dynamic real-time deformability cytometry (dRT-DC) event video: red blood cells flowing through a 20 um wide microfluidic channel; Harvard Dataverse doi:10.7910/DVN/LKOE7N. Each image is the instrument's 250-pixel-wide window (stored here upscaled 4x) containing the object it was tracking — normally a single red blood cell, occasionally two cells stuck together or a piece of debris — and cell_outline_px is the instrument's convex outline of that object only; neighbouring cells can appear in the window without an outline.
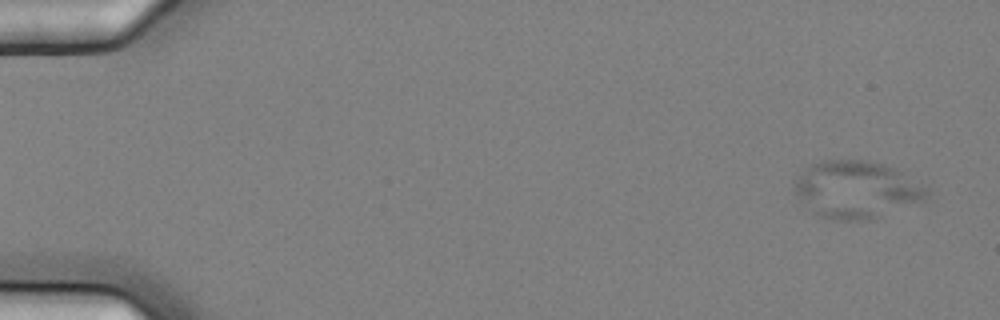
{"species": "common noctule bat (a hibernating species)", "species_latin": "Nyctalus noctula", "temperature_condition": "cold", "stored_images_in_passage": 6, "camera_frame_rate_fps": 3000, "um_per_image_px": 0.085, "animal": {"sex": "female", "body_mass_g": 25.1}, "frame": {"image": 1, "passage_image": 2, "time_ms": 0.333, "image_size_px": [1000, 320], "cell_outline_px": [[928, 196], [924, 200], [868, 220], [832, 220], [816, 216], [792, 192], [792, 180], [796, 176], [812, 164], [820, 160], [864, 160], [892, 164], [924, 188], [928, 192]], "centroid_in_image_um": [72.71, 16.1], "position_along_channel_um": 12.3, "area_um2": 44.51}}